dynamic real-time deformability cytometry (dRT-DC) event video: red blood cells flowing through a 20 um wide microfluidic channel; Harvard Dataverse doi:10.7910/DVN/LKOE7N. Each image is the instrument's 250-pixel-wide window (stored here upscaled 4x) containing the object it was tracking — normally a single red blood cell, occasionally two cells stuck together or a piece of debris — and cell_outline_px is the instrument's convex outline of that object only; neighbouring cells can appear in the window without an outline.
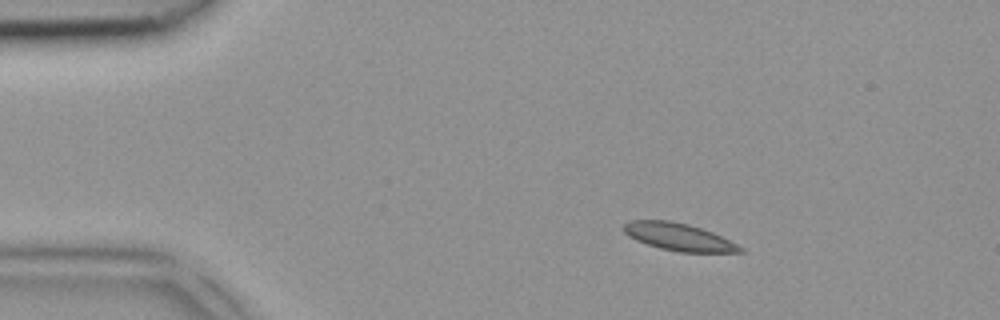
{"species": "common noctule bat (a hibernating species)", "species_latin": "Nyctalus noctula", "temperature_condition": "room temperature", "stored_images_in_passage": 4, "camera_frame_rate_fps": 3000, "um_per_image_px": 0.085, "animal": {"sex": "female", "body_mass_g": 18.4}, "frame": {"image": 1, "passage_image": 2, "time_ms": 0.333, "image_size_px": [1000, 320], "cell_outline_px": [[744, 252], [680, 252], [660, 248], [636, 240], [628, 236], [624, 232], [624, 224], [628, 220], [668, 220], [688, 224], [712, 232], [744, 248]], "centroid_in_image_um": [57.66, 20.13], "position_along_channel_um": 27.3, "area_um2": 18.38}}